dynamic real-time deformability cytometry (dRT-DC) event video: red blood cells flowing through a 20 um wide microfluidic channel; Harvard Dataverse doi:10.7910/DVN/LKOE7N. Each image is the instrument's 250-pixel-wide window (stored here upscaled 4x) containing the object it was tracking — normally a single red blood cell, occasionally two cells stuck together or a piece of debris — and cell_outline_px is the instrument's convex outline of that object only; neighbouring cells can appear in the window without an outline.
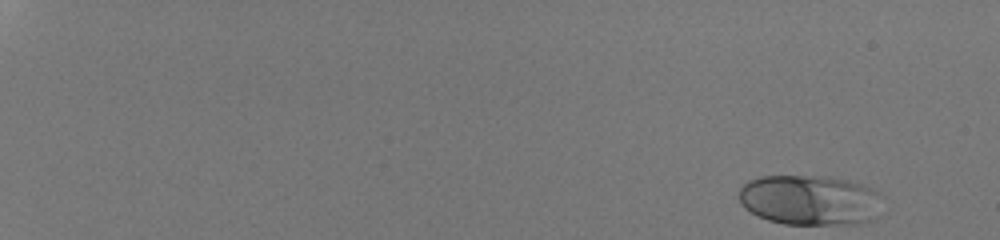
{"species": "human", "species_latin": "Homo sapiens", "temperature_condition": "room temperature", "stored_images_in_passage": 46, "camera_frame_rate_fps": 3000, "um_per_image_px": 0.085, "donor": {"sex": "male"}, "frame": {"image": 1, "passage_image": 1, "time_ms": 0.0, "image_size_px": [1000, 240], "cell_outline_px": [[884, 196], [872, 220], [856, 224], [784, 224], [768, 220], [756, 216], [744, 208], [736, 196], [740, 188], [748, 180], [760, 176], [816, 176], [848, 180], [872, 188]], "centroid_in_image_um": [68.79, 17.01], "position_along_channel_um": 16.2, "area_um2": 42.31}}
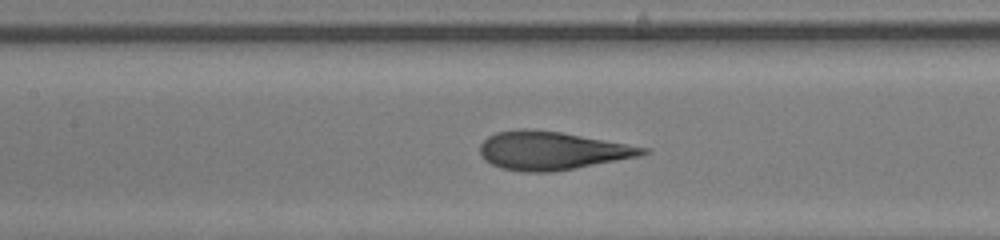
{"frame": {"image": 2, "passage_image": 27, "time_ms": 8.667, "image_size_px": [1000, 240], "cell_outline_px": [[652, 152], [640, 156], [576, 168], [552, 172], [520, 172], [500, 168], [484, 160], [480, 156], [480, 144], [488, 136], [496, 132], [520, 128], [524, 128], [560, 132], [652, 148]], "centroid_in_image_um": [46.91, 12.81], "position_along_channel_um": 160.5, "area_um2": 36.65}}
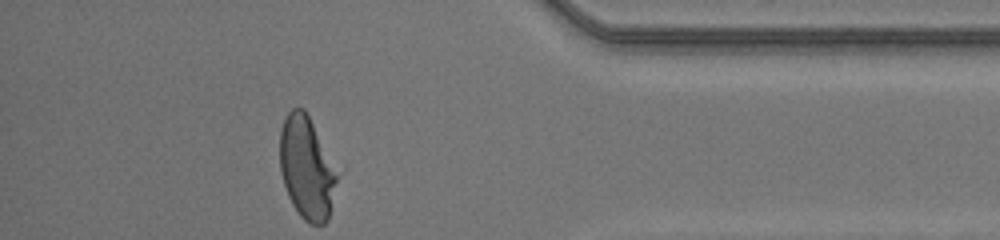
{"frame": {"image": 3, "passage_image": 46, "time_ms": 15.0, "image_size_px": [1000, 240], "cell_outline_px": [[336, 180], [328, 220], [324, 224], [312, 224], [304, 220], [300, 216], [292, 204], [288, 196], [280, 172], [280, 132], [284, 120], [288, 112], [292, 108], [304, 108], [336, 172]], "centroid_in_image_um": [26.02, 14.3], "position_along_channel_um": 409.2, "area_um2": 33.18}, "authors_computed_cell_mechanics": {"area_um2": 36.5874, "velocity_mm_per_s": 4.228, "shape_relaxation_time_tau1_ms": 3.9925, "shape_relaxation_time_tau2_ms": null, "deformation_change_tau1": 0.1943, "deformation_change_tau2": null}}